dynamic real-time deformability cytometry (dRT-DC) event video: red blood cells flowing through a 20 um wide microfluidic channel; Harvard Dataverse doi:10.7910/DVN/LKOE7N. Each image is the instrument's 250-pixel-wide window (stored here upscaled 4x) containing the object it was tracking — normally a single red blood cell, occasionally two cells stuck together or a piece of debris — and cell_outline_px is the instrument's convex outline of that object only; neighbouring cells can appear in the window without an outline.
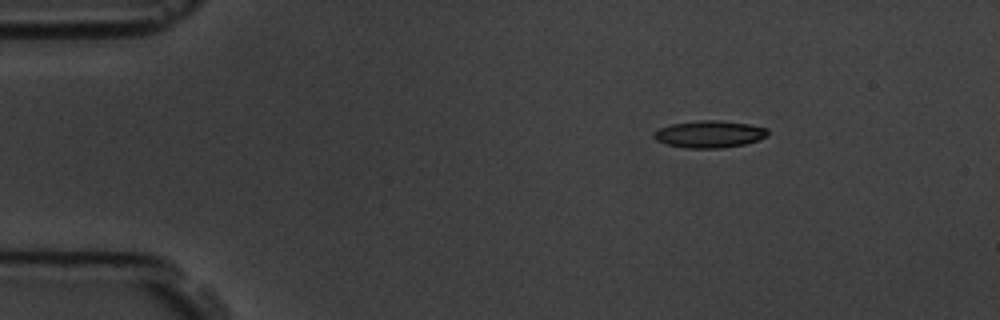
{"species": "common noctule bat (a hibernating species)", "species_latin": "Nyctalus noctula", "temperature_condition": "room temperature", "stored_images_in_passage": 9, "camera_frame_rate_fps": 3000, "um_per_image_px": 0.085, "animal": {"sex": "male", "body_mass_g": 19.5, "forearm_length_mm": 54.6}, "frame": {"image": 1, "passage_image": 1, "time_ms": 0.0, "image_size_px": [1000, 320], "cell_outline_px": [[768, 136], [744, 144], [720, 148], [684, 148], [668, 144], [656, 140], [652, 136], [652, 132], [660, 128], [672, 124], [700, 120], [720, 120], [748, 124], [768, 128]], "centroid_in_image_um": [60.29, 11.4], "position_along_channel_um": 24.7, "area_um2": 17.92}}
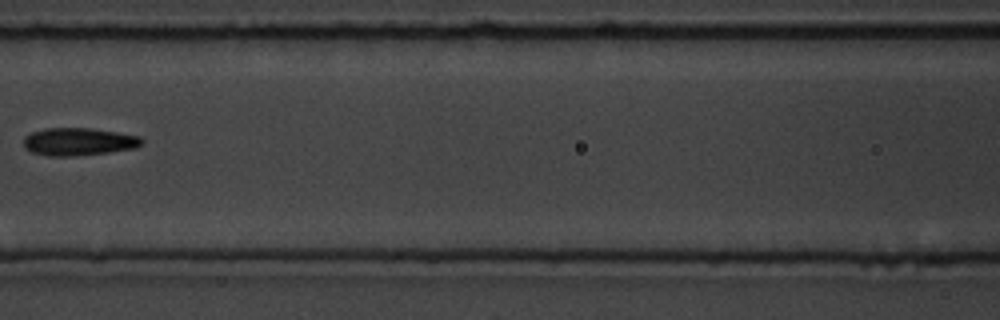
{"frame": {"image": 2, "passage_image": 6, "time_ms": 5.667, "image_size_px": [1000, 320], "cell_outline_px": [[144, 144], [136, 148], [108, 152], [72, 156], [48, 156], [32, 152], [24, 148], [24, 136], [32, 132], [44, 128], [92, 128], [140, 136], [144, 140]], "centroid_in_image_um": [6.69, 12.04], "position_along_channel_um": 159.9, "area_um2": 19.19}}
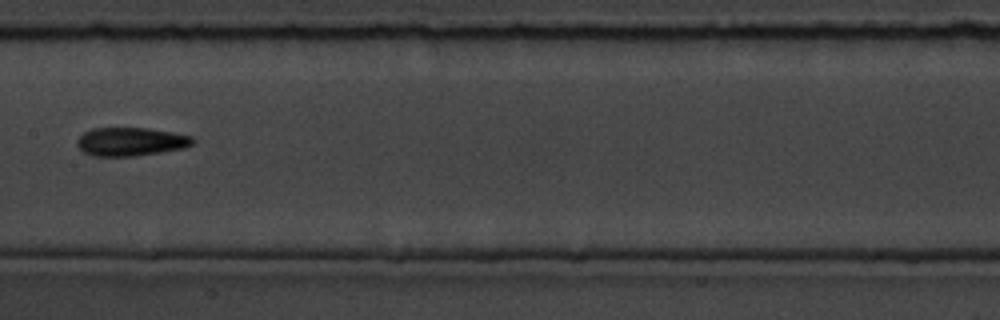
{"frame": {"image": 3, "passage_image": 7, "time_ms": 6.667, "image_size_px": [1000, 320], "cell_outline_px": [[196, 140], [192, 144], [184, 148], [160, 152], [132, 156], [92, 156], [84, 152], [76, 144], [76, 140], [84, 132], [92, 128], [148, 128], [172, 132], [192, 136]], "centroid_in_image_um": [11.11, 12.03], "position_along_channel_um": 196.3, "area_um2": 19.19}}